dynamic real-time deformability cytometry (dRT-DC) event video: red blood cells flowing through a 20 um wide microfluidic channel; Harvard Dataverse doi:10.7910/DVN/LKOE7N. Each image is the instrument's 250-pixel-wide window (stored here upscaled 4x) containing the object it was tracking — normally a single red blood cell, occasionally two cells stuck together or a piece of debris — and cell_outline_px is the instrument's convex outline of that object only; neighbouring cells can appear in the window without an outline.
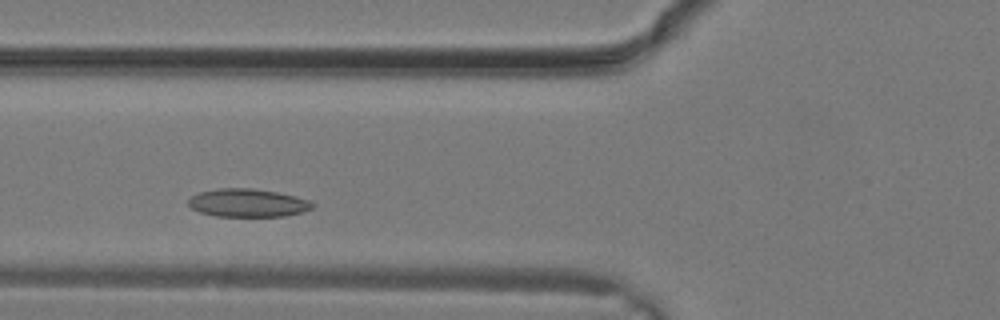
{"species": "common noctule bat (a hibernating species)", "species_latin": "Nyctalus noctula", "temperature_condition": "warm", "stored_images_in_passage": 24, "camera_frame_rate_fps": 3000, "um_per_image_px": 0.085, "animal": {"sex": "male", "body_mass_g": 19.2, "forearm_length_mm": 51.8}, "frame": {"image": 1, "passage_image": 5, "time_ms": 1.333, "image_size_px": [1000, 320], "cell_outline_px": [[316, 204], [312, 208], [300, 212], [284, 216], [216, 216], [200, 212], [192, 208], [188, 204], [188, 200], [192, 196], [200, 192], [220, 188], [252, 188], [276, 192], [308, 200]], "centroid_in_image_um": [21.04, 17.24], "position_along_channel_um": 104.8, "area_um2": 20.06}}
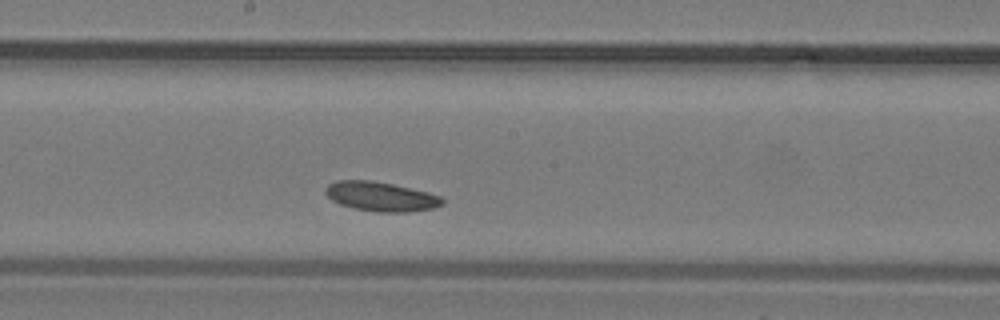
{"frame": {"image": 2, "passage_image": 10, "time_ms": 3.0, "image_size_px": [1000, 320], "cell_outline_px": [[444, 204], [432, 208], [408, 212], [376, 212], [352, 208], [340, 204], [332, 200], [324, 192], [324, 188], [328, 184], [336, 180], [372, 180], [392, 184], [428, 192], [440, 196], [444, 200]], "centroid_in_image_um": [32.35, 16.7], "position_along_channel_um": 215.9, "area_um2": 20.11}}
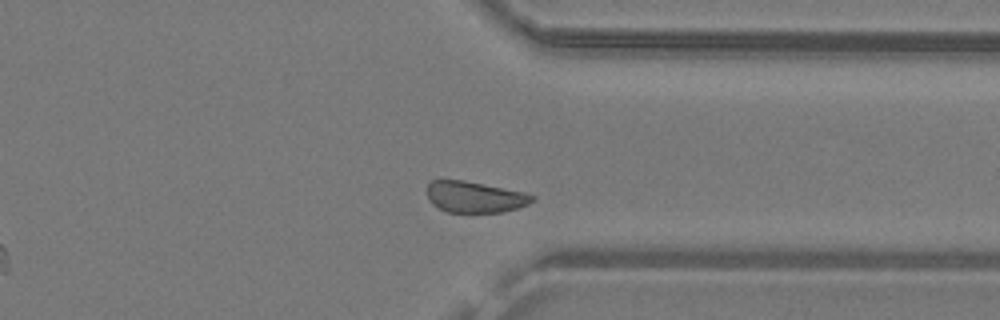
{"frame": {"image": 3, "passage_image": 17, "time_ms": 5.333, "image_size_px": [1000, 320], "cell_outline_px": [[536, 200], [528, 204], [516, 208], [500, 212], [448, 212], [432, 204], [428, 196], [428, 184], [432, 180], [464, 180], [524, 192], [536, 196]], "centroid_in_image_um": [40.38, 16.74], "position_along_channel_um": 371.0, "area_um2": 18.96}}